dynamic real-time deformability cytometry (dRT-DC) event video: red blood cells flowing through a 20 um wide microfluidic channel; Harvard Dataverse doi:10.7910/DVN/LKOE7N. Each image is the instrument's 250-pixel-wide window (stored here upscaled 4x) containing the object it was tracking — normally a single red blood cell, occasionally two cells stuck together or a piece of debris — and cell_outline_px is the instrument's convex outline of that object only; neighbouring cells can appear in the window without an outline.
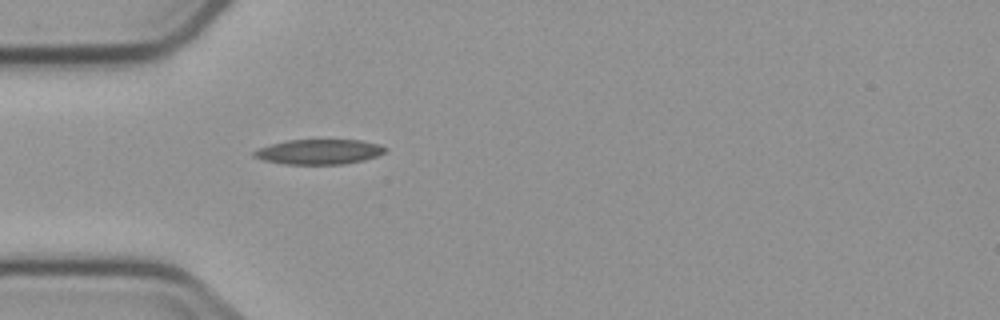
{"species": "common noctule bat (a hibernating species)", "species_latin": "Nyctalus noctula", "temperature_condition": "cold", "stored_images_in_passage": 3, "camera_frame_rate_fps": 3000, "um_per_image_px": 0.085, "animal": {"sex": "male", "body_mass_g": 23.1, "forearm_length_mm": 52.7}, "frame": {"image": 1, "passage_image": 3, "time_ms": 2.667, "image_size_px": [1000, 320], "cell_outline_px": [[388, 148], [384, 152], [376, 156], [364, 160], [344, 164], [284, 164], [264, 160], [252, 156], [252, 152], [260, 148], [272, 144], [288, 140], [360, 140], [380, 144]], "centroid_in_image_um": [27.14, 12.9], "position_along_channel_um": 57.9, "area_um2": 19.02}}